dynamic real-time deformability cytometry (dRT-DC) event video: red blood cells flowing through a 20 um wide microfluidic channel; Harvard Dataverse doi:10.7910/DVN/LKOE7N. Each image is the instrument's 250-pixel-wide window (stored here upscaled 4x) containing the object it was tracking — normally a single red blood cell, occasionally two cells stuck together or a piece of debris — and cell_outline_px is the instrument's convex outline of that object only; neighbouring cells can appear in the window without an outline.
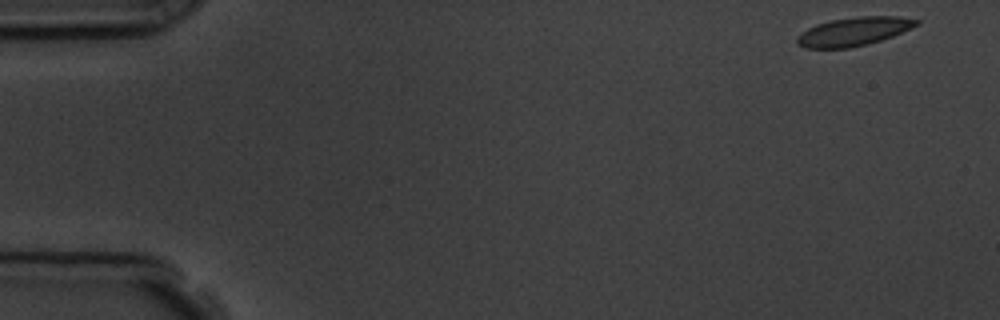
{"species": "common noctule bat (a hibernating species)", "species_latin": "Nyctalus noctula", "temperature_condition": "room temperature", "stored_images_in_passage": 4, "camera_frame_rate_fps": 3000, "um_per_image_px": 0.085, "animal": {"sex": "male", "body_mass_g": 19.5, "forearm_length_mm": 54.6}, "frame": {"image": 1, "passage_image": 1, "time_ms": 0.0, "image_size_px": [1000, 320], "cell_outline_px": [[920, 24], [892, 36], [880, 40], [848, 48], [804, 48], [796, 44], [796, 36], [808, 28], [816, 24], [832, 20], [860, 16], [900, 16], [920, 20]], "centroid_in_image_um": [72.55, 2.67], "position_along_channel_um": 12.5, "area_um2": 19.77}}